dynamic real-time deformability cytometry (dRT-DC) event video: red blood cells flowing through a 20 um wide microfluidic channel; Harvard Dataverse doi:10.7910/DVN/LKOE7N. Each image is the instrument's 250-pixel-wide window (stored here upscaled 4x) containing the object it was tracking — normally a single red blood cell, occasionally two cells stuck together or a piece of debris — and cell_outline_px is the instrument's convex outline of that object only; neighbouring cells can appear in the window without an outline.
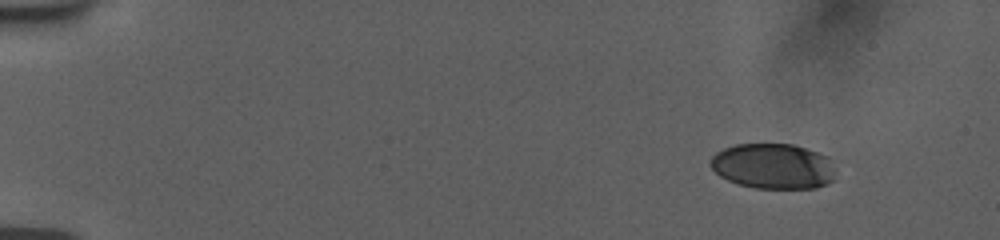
{"species": "human", "species_latin": "Homo sapiens", "temperature_condition": "room temperature", "stored_images_in_passage": 51, "camera_frame_rate_fps": 3000, "um_per_image_px": 0.085, "donor": {"sex": "female"}, "frame": {"image": 1, "passage_image": 1, "time_ms": 0.0, "image_size_px": [1000, 240], "cell_outline_px": [[832, 180], [816, 188], [756, 188], [740, 184], [728, 180], [720, 176], [708, 164], [712, 156], [716, 152], [724, 148], [736, 144], [792, 144], [828, 156], [832, 168]], "centroid_in_image_um": [65.66, 14.12], "position_along_channel_um": 19.3, "area_um2": 32.71}}
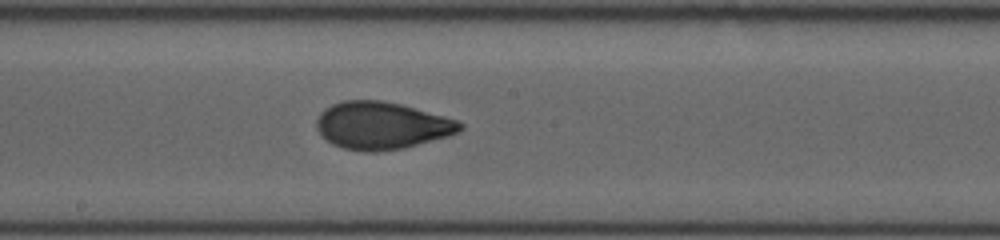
{"frame": {"image": 2, "passage_image": 27, "time_ms": 8.667, "image_size_px": [1000, 240], "cell_outline_px": [[464, 128], [448, 136], [404, 148], [376, 152], [364, 152], [344, 148], [332, 144], [316, 128], [316, 120], [320, 112], [324, 108], [332, 104], [344, 100], [380, 100], [400, 104], [444, 116], [456, 120], [464, 124]], "centroid_in_image_um": [32.43, 10.67], "position_along_channel_um": 215.8, "area_um2": 39.48}}
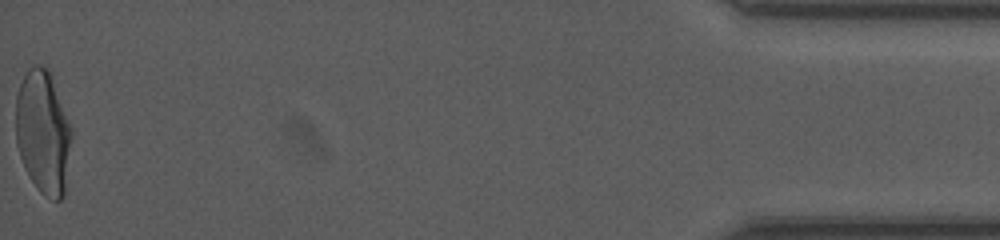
{"frame": {"image": 3, "passage_image": 51, "time_ms": 16.667, "image_size_px": [1000, 240], "cell_outline_px": [[72, 136], [64, 196], [60, 200], [52, 200], [44, 196], [40, 192], [32, 180], [20, 156], [16, 144], [16, 96], [20, 84], [28, 68], [36, 64], [40, 64], [52, 76], [72, 128]], "centroid_in_image_um": [3.67, 11.24], "position_along_channel_um": 431.5, "area_um2": 40.11}, "authors_computed_cell_mechanics": {"area_um2": 38.2058, "velocity_mm_per_s": 3.767, "shape_relaxation_time_tau1_ms": 5.5344, "shape_relaxation_time_tau2_ms": 0.8911, "deformation_change_tau1": 0.2058, "deformation_change_tau2": 0.0558}}